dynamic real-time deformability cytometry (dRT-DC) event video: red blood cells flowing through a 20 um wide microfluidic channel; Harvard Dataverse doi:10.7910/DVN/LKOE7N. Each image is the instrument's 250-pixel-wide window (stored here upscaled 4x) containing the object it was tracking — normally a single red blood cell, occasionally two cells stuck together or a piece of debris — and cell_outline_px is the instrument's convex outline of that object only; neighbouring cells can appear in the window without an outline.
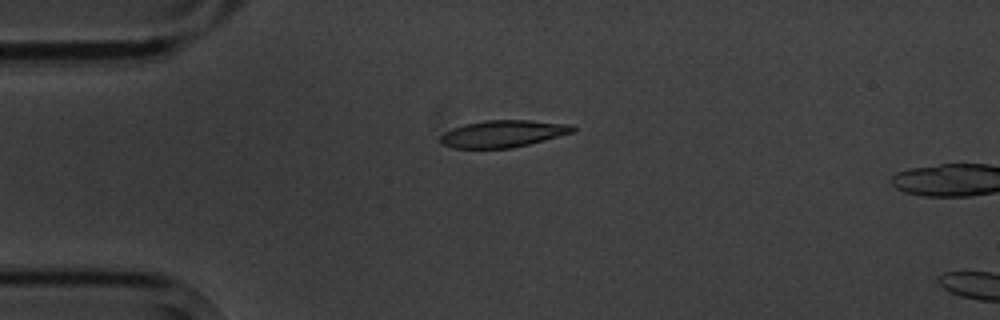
{"species": "common noctule bat (a hibernating species)", "species_latin": "Nyctalus noctula", "temperature_condition": "cold", "stored_images_in_passage": 5, "camera_frame_rate_fps": 3000, "um_per_image_px": 0.085, "animal": {"sex": "male", "body_mass_g": 20.1, "forearm_length_mm": 53.5}, "frame": {"image": 1, "passage_image": 4, "time_ms": 4.333, "image_size_px": [1000, 320], "cell_outline_px": [[576, 132], [512, 148], [452, 148], [440, 144], [440, 136], [444, 132], [452, 128], [464, 124], [484, 120], [528, 120], [572, 124], [576, 128]], "centroid_in_image_um": [42.75, 11.36], "position_along_channel_um": 42.2, "area_um2": 21.04}}